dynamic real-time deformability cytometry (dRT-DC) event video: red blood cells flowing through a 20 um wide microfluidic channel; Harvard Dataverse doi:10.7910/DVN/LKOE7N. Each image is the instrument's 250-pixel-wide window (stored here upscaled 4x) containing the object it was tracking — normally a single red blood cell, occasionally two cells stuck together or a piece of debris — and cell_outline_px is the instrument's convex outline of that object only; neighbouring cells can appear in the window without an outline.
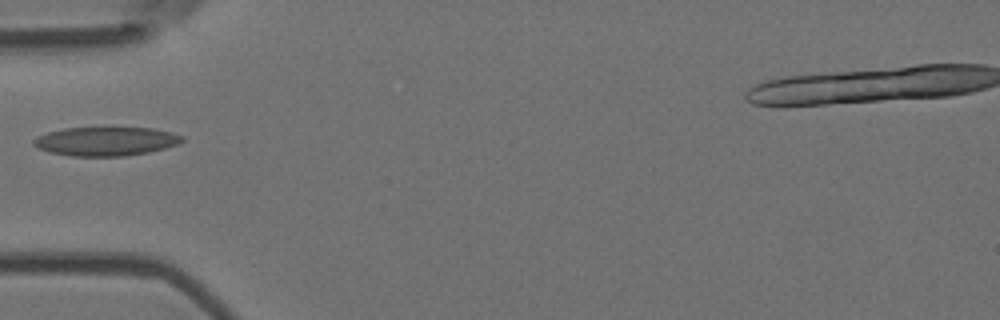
{"species": "Egyptian fruit bat (a non-hibernating species)", "species_latin": "Rousettus aegyptiacus", "temperature_condition": "room temperature", "stored_images_in_passage": 1, "camera_frame_rate_fps": 3000, "um_per_image_px": 0.085, "animal": {"sex": "female"}, "frame": {"image": 1, "passage_image": 1, "time_ms": 0.0, "image_size_px": [1000, 320], "cell_outline_px": [[184, 140], [180, 144], [148, 152], [124, 156], [72, 156], [48, 152], [32, 144], [32, 140], [36, 136], [48, 132], [64, 128], [152, 128], [172, 132], [184, 136]], "centroid_in_image_um": [9.0, 12.01], "position_along_channel_um": 76.0, "area_um2": 25.03}}